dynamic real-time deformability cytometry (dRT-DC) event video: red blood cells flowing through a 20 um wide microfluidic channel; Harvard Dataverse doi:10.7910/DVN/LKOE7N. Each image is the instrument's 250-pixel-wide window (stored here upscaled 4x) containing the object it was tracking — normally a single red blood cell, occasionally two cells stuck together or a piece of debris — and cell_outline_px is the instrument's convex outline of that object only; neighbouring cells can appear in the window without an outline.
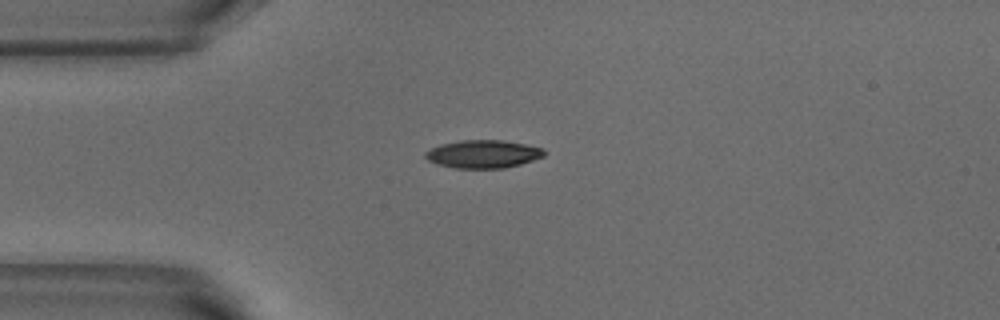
{"species": "common noctule bat (a hibernating species)", "species_latin": "Nyctalus noctula", "temperature_condition": "warm", "stored_images_in_passage": 2, "camera_frame_rate_fps": 3000, "um_per_image_px": 0.085, "animal": {"sex": "male", "body_mass_g": 18.8}, "frame": {"image": 1, "passage_image": 1, "time_ms": 0.0, "image_size_px": [1000, 320], "cell_outline_px": [[544, 156], [520, 164], [504, 168], [456, 168], [440, 164], [428, 160], [424, 156], [424, 152], [440, 144], [460, 140], [504, 140], [524, 144], [540, 148], [544, 152]], "centroid_in_image_um": [41.03, 13.09], "position_along_channel_um": 44.0, "area_um2": 19.13}}
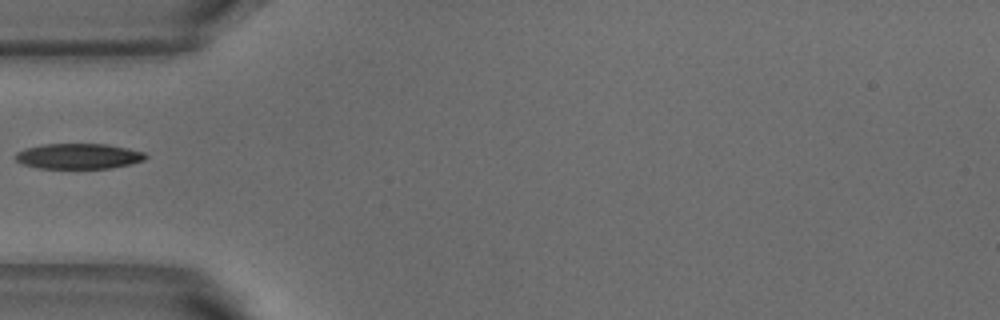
{"frame": {"image": 2, "passage_image": 2, "time_ms": 0.333, "image_size_px": [1000, 320], "cell_outline_px": [[148, 156], [144, 160], [112, 168], [36, 168], [24, 164], [16, 160], [12, 156], [16, 152], [24, 148], [44, 144], [108, 144], [128, 148], [144, 152]], "centroid_in_image_um": [6.64, 13.27], "position_along_channel_um": 78.4, "area_um2": 19.36}}